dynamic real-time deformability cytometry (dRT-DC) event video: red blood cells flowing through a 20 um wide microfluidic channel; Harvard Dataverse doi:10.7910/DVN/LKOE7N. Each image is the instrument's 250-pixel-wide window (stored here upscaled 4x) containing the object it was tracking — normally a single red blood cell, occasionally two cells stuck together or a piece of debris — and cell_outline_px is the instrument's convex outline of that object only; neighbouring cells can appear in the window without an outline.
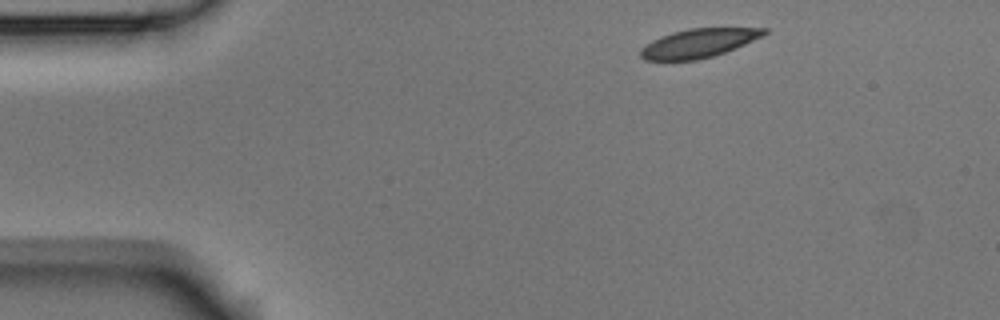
{"species": "Egyptian fruit bat (a non-hibernating species)", "species_latin": "Rousettus aegyptiacus", "temperature_condition": "room temperature", "stored_images_in_passage": 3, "camera_frame_rate_fps": 3000, "um_per_image_px": 0.085, "animal": {"sex": "male"}, "frame": {"image": 1, "passage_image": 1, "time_ms": 0.0, "image_size_px": [1000, 320], "cell_outline_px": [[768, 32], [764, 36], [724, 52], [712, 56], [696, 60], [644, 60], [640, 56], [640, 48], [652, 40], [660, 36], [672, 32], [688, 28], [768, 28]], "centroid_in_image_um": [59.36, 3.66], "position_along_channel_um": 25.6, "area_um2": 20.69}}